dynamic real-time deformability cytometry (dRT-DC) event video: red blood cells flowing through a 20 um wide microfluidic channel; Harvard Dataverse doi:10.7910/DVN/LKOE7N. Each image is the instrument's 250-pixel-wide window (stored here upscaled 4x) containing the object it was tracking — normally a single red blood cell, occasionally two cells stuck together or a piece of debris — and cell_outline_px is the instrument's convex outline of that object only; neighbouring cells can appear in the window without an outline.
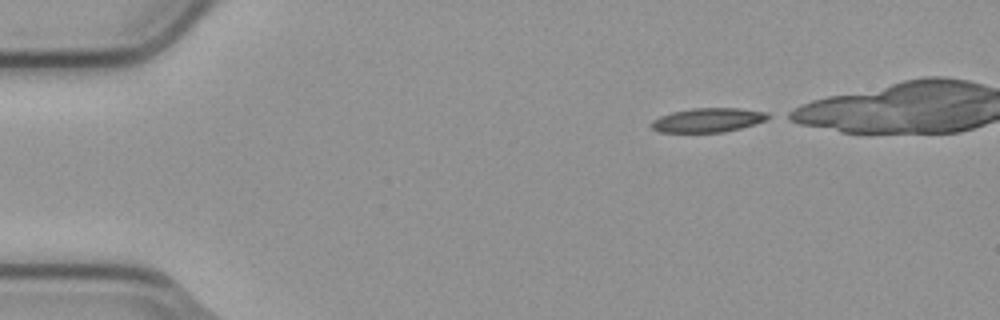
{"species": "common noctule bat (a hibernating species)", "species_latin": "Nyctalus noctula", "temperature_condition": "cold", "stored_images_in_passage": 4, "camera_frame_rate_fps": 3000, "um_per_image_px": 0.085, "animal": {"sex": "male", "body_mass_g": 23.1, "forearm_length_mm": 52.7}, "frame": {"image": 1, "passage_image": 1, "time_ms": 0.0, "image_size_px": [1000, 320], "cell_outline_px": [[776, 116], [768, 120], [740, 128], [724, 132], [660, 132], [652, 128], [648, 124], [652, 120], [660, 116], [672, 112], [692, 108], [736, 108], [768, 112]], "centroid_in_image_um": [60.22, 10.2], "position_along_channel_um": 24.8, "area_um2": 16.65}}